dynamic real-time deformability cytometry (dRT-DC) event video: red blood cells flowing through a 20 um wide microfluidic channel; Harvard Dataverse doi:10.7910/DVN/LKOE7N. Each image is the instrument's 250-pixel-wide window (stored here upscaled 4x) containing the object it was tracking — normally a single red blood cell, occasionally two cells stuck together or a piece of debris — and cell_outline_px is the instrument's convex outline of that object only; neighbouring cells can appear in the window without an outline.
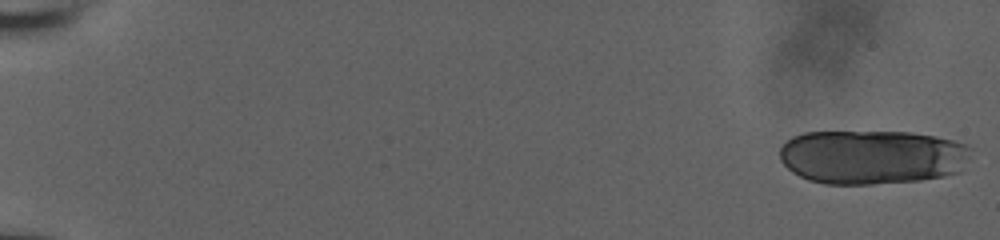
{"species": "human", "species_latin": "Homo sapiens", "temperature_condition": "room temperature", "stored_images_in_passage": 21, "camera_frame_rate_fps": 3000, "um_per_image_px": 0.085, "donor": {"sex": "male"}, "frame": {"image": 1, "passage_image": 1, "time_ms": 0.0, "image_size_px": [1000, 240], "cell_outline_px": [[972, 148], [960, 172], [944, 176], [920, 180], [872, 184], [824, 184], [808, 180], [792, 172], [780, 160], [780, 148], [792, 136], [804, 132], [912, 132], [936, 136], [952, 140], [964, 144]], "centroid_in_image_um": [74.11, 13.34], "position_along_channel_um": 10.9, "area_um2": 60.69}}